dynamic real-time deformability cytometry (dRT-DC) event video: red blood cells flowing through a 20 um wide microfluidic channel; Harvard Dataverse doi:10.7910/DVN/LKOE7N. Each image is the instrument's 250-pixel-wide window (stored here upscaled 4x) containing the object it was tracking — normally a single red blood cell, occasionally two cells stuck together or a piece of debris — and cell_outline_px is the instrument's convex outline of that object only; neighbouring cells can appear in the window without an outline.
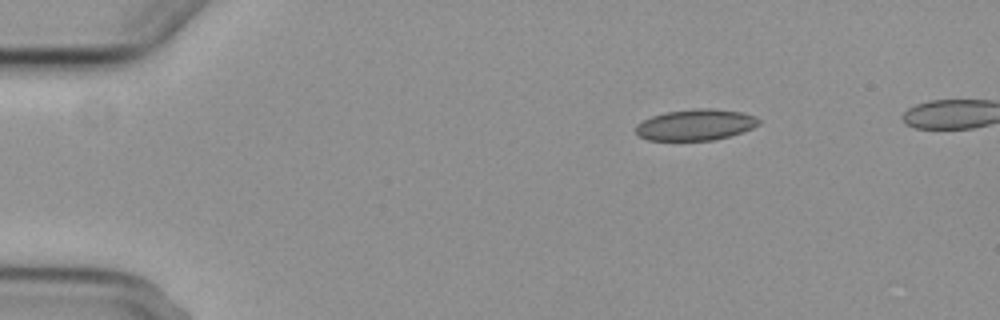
{"species": "common noctule bat (a hibernating species)", "species_latin": "Nyctalus noctula", "temperature_condition": "cold", "stored_images_in_passage": 4, "camera_frame_rate_fps": 3000, "um_per_image_px": 0.085, "animal": {"sex": "female", "body_mass_g": 29.2, "forearm_length_mm": 56.3}, "frame": {"image": 1, "passage_image": 1, "time_ms": 0.0, "image_size_px": [1000, 320], "cell_outline_px": [[760, 124], [752, 128], [728, 136], [712, 140], [648, 140], [640, 136], [636, 132], [636, 124], [652, 116], [664, 112], [696, 108], [708, 108], [740, 112], [756, 116], [760, 120]], "centroid_in_image_um": [59.11, 10.6], "position_along_channel_um": 25.9, "area_um2": 22.14}}